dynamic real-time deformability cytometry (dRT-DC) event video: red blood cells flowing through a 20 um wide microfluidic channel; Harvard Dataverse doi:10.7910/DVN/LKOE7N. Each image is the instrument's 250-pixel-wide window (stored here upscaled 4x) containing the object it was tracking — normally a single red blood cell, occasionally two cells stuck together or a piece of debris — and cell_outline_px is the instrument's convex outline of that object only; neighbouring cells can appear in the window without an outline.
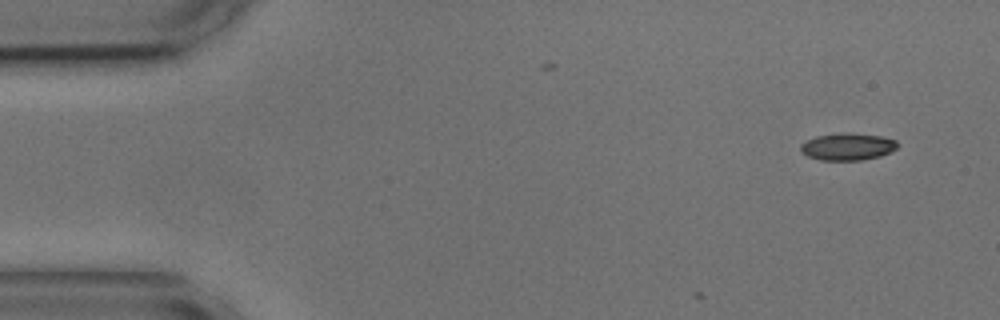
{"species": "common noctule bat (a hibernating species)", "species_latin": "Nyctalus noctula", "temperature_condition": "cold", "stored_images_in_passage": 5, "camera_frame_rate_fps": 3000, "um_per_image_px": 0.085, "animal": {"sex": "male", "body_mass_g": 17.9, "forearm_length_mm": 54.2}, "frame": {"image": 1, "passage_image": 1, "time_ms": 0.0, "image_size_px": [1000, 320], "cell_outline_px": [[900, 144], [896, 148], [880, 156], [860, 160], [820, 160], [808, 156], [800, 152], [800, 144], [816, 136], [840, 132], [848, 132], [880, 136], [896, 140]], "centroid_in_image_um": [72.03, 12.45], "position_along_channel_um": 13.0, "area_um2": 15.37}}